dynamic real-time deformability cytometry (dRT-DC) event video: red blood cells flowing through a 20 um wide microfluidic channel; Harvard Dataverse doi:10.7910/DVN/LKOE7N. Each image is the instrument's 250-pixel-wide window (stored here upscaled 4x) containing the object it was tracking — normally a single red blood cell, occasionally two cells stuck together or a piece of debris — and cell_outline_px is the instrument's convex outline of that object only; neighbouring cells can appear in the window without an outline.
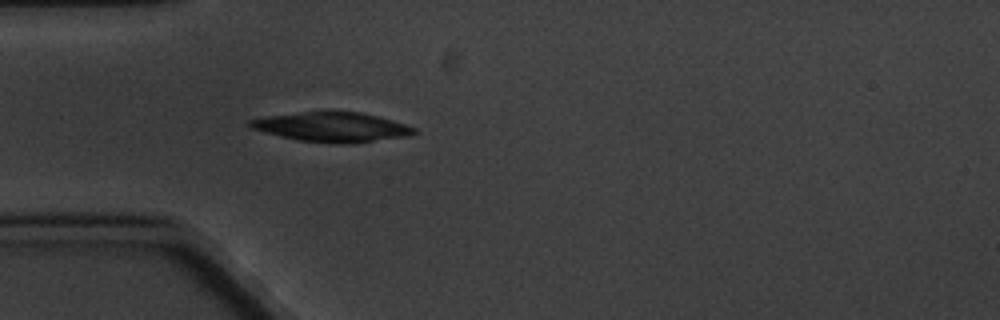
{"species": "common noctule bat (a hibernating species)", "species_latin": "Nyctalus noctula", "temperature_condition": "cold", "stored_images_in_passage": 4, "camera_frame_rate_fps": 3000, "um_per_image_px": 0.085, "animal": {"sex": "male", "body_mass_g": 20.1, "forearm_length_mm": 53.5}, "frame": {"image": 1, "passage_image": 4, "time_ms": 3.333, "image_size_px": [1000, 320], "cell_outline_px": [[420, 132], [408, 136], [352, 144], [344, 144], [300, 140], [252, 128], [248, 124], [248, 120], [264, 116], [300, 112], [360, 112], [380, 116], [416, 128]], "centroid_in_image_um": [28.29, 10.79], "position_along_channel_um": 56.7, "area_um2": 28.03}}